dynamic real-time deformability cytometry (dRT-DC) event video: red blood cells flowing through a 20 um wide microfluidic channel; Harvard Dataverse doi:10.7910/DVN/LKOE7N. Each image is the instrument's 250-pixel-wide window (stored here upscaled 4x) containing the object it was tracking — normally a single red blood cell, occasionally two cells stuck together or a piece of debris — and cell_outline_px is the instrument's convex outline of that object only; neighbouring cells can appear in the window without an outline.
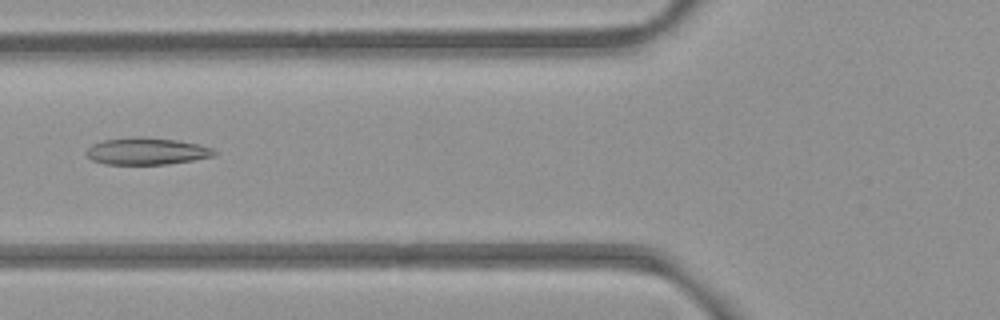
{"species": "common noctule bat (a hibernating species)", "species_latin": "Nyctalus noctula", "temperature_condition": "room temperature", "stored_images_in_passage": 53, "camera_frame_rate_fps": 3000, "um_per_image_px": 0.085, "animal": {"sex": "female", "body_mass_g": 21.9}, "frame": {"image": 1, "passage_image": 21, "time_ms": 6.667, "image_size_px": [1000, 320], "cell_outline_px": [[216, 156], [168, 164], [104, 164], [92, 160], [88, 156], [88, 148], [92, 144], [104, 140], [136, 136], [140, 136], [176, 140], [196, 144], [212, 148], [216, 152]], "centroid_in_image_um": [12.47, 12.85], "position_along_channel_um": 113.3, "area_um2": 19.94}}
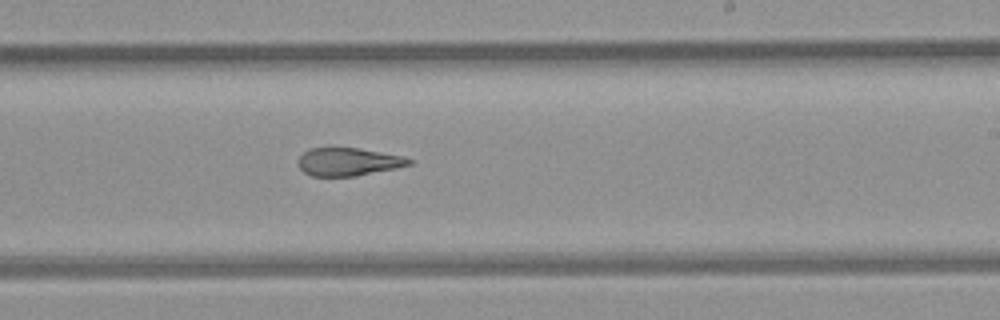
{"frame": {"image": 2, "passage_image": 32, "time_ms": 10.333, "image_size_px": [1000, 320], "cell_outline_px": [[412, 164], [396, 168], [356, 176], [312, 176], [304, 172], [300, 168], [300, 156], [308, 148], [328, 144], [332, 144], [360, 148], [400, 156], [412, 160]], "centroid_in_image_um": [29.54, 13.7], "position_along_channel_um": 259.5, "area_um2": 18.61}}
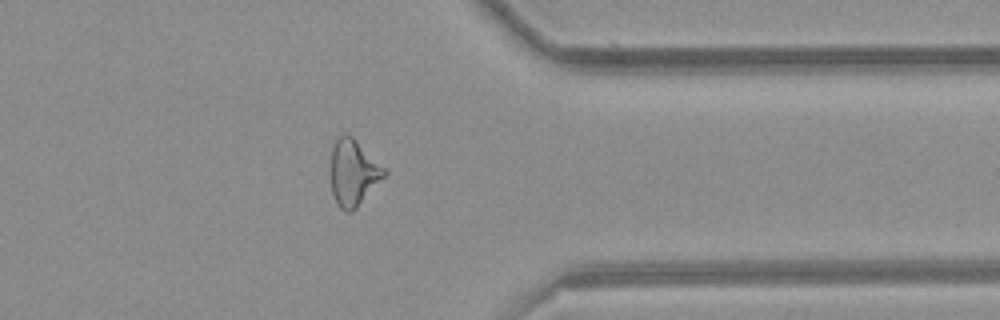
{"frame": {"image": 3, "passage_image": 42, "time_ms": 13.667, "image_size_px": [1000, 320], "cell_outline_px": [[388, 172], [356, 208], [352, 212], [344, 212], [340, 208], [332, 192], [332, 144], [344, 132], [352, 136]], "centroid_in_image_um": [30.02, 14.67], "position_along_channel_um": 381.4, "area_um2": 20.11}, "authors_computed_cell_mechanics": {"area_um2": 21.3282, "velocity_mm_per_s": 3.9786, "shape_relaxation_time_tau1_ms": null, "shape_relaxation_time_tau2_ms": 3.8686, "deformation_change_tau1": null, "deformation_change_tau2": 0.1329}}